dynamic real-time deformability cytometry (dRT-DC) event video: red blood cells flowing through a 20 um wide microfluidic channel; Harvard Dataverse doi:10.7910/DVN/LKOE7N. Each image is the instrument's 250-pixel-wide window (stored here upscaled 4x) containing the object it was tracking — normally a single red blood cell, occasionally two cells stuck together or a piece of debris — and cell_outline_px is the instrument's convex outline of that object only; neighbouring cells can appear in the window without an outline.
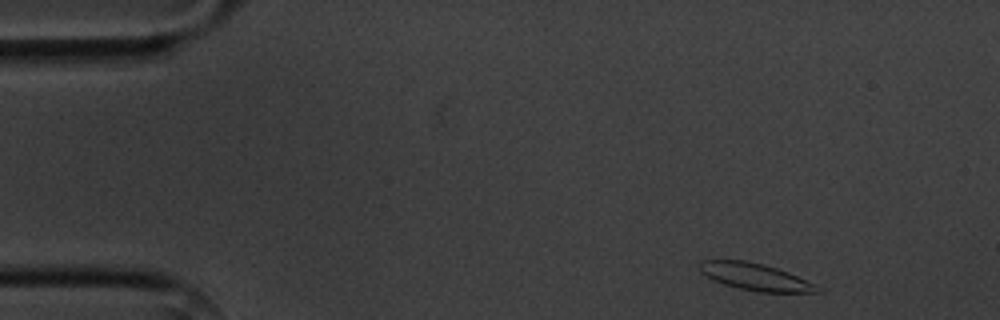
{"species": "common noctule bat (a hibernating species)", "species_latin": "Nyctalus noctula", "temperature_condition": "cold", "stored_images_in_passage": 6, "camera_frame_rate_fps": 3000, "um_per_image_px": 0.085, "animal": {"sex": "male", "body_mass_g": 20.1, "forearm_length_mm": 53.5}, "frame": {"image": 1, "passage_image": 1, "time_ms": 0.0, "image_size_px": [1000, 320], "cell_outline_px": [[824, 292], [760, 292], [740, 288], [724, 284], [712, 280], [700, 272], [700, 260], [744, 260], [764, 264], [788, 272], [816, 284]], "centroid_in_image_um": [64.2, 23.53], "position_along_channel_um": 20.8, "area_um2": 18.5}}
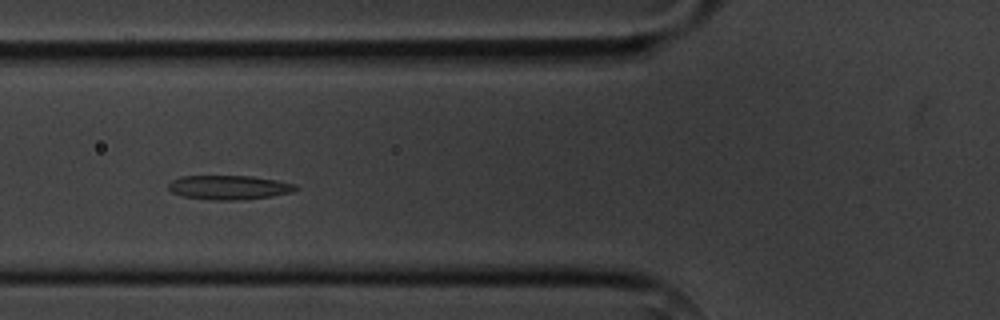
{"frame": {"image": 2, "passage_image": 5, "time_ms": 4.667, "image_size_px": [1000, 320], "cell_outline_px": [[300, 188], [292, 192], [272, 196], [244, 200], [212, 200], [180, 196], [172, 192], [168, 188], [168, 184], [172, 180], [180, 176], [252, 176], [276, 180], [296, 184]], "centroid_in_image_um": [19.47, 15.93], "position_along_channel_um": 106.3, "area_um2": 18.15}}
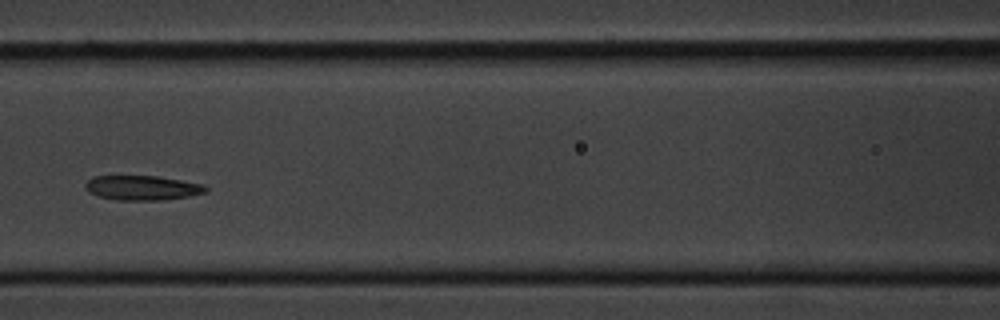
{"frame": {"image": 3, "passage_image": 6, "time_ms": 6.0, "image_size_px": [1000, 320], "cell_outline_px": [[208, 188], [204, 192], [188, 196], [164, 200], [116, 200], [96, 196], [88, 192], [84, 188], [84, 184], [92, 176], [156, 176], [204, 184]], "centroid_in_image_um": [12.03, 15.97], "position_along_channel_um": 154.6, "area_um2": 17.34}}